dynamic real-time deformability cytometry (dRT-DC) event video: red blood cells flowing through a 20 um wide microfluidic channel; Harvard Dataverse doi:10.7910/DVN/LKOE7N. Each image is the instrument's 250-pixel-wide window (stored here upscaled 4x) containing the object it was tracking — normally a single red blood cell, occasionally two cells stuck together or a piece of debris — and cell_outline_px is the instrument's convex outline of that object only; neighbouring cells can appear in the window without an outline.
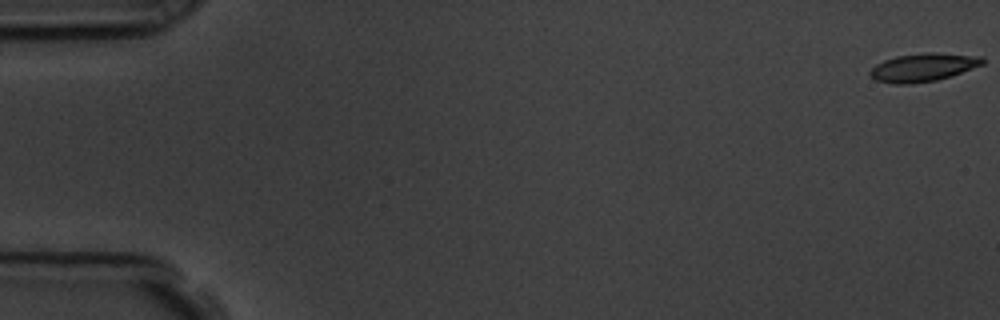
{"species": "common noctule bat (a hibernating species)", "species_latin": "Nyctalus noctula", "temperature_condition": "room temperature", "stored_images_in_passage": 58, "camera_frame_rate_fps": 3000, "um_per_image_px": 0.085, "animal": {"sex": "male", "body_mass_g": 19.5, "forearm_length_mm": 54.6}, "frame": {"image": 1, "passage_image": 1, "time_ms": 0.0, "image_size_px": [1000, 320], "cell_outline_px": [[984, 64], [952, 76], [936, 80], [912, 84], [892, 84], [876, 80], [868, 72], [876, 64], [884, 60], [896, 56], [928, 52], [984, 56]], "centroid_in_image_um": [78.49, 5.73], "position_along_channel_um": 6.5, "area_um2": 18.55}}
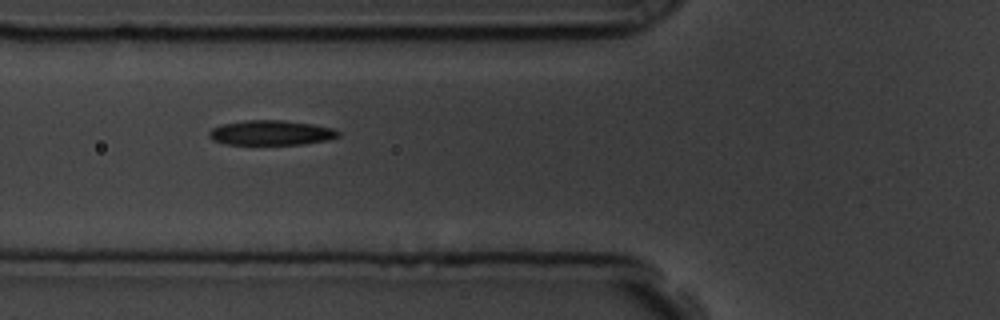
{"frame": {"image": 2, "passage_image": 22, "time_ms": 7.0, "image_size_px": [1000, 320], "cell_outline_px": [[340, 136], [328, 140], [304, 144], [228, 144], [212, 140], [208, 136], [208, 132], [212, 128], [220, 124], [244, 120], [284, 120], [312, 124], [332, 128], [340, 132]], "centroid_in_image_um": [23.02, 11.28], "position_along_channel_um": 102.8, "area_um2": 18.79}}
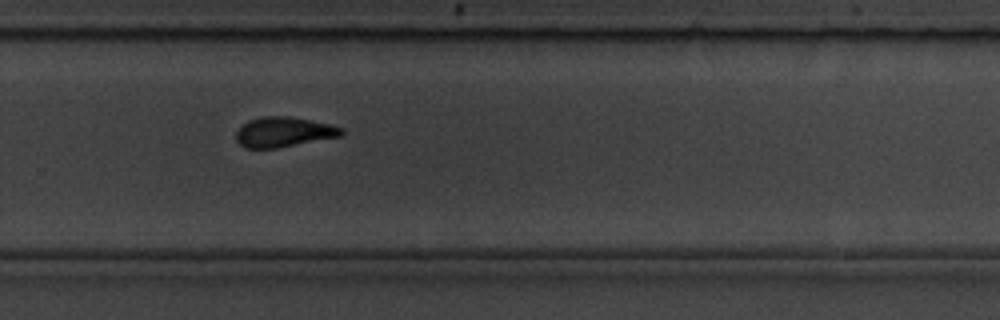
{"frame": {"image": 3, "passage_image": 39, "time_ms": 12.667, "image_size_px": [1000, 320], "cell_outline_px": [[344, 132], [340, 136], [276, 148], [244, 148], [236, 140], [236, 132], [248, 120], [264, 116], [288, 116], [328, 124], [344, 128]], "centroid_in_image_um": [24.09, 11.22], "position_along_channel_um": 305.7, "area_um2": 18.15}, "authors_computed_cell_mechanics": {"area_um2": 18.6694, "velocity_mm_per_s": 3.5822, "shape_relaxation_time_tau1_ms": 3.4866, "shape_relaxation_time_tau2_ms": 3.7203, "deformation_change_tau1": 0.1419, "deformation_change_tau2": 0.1073}}